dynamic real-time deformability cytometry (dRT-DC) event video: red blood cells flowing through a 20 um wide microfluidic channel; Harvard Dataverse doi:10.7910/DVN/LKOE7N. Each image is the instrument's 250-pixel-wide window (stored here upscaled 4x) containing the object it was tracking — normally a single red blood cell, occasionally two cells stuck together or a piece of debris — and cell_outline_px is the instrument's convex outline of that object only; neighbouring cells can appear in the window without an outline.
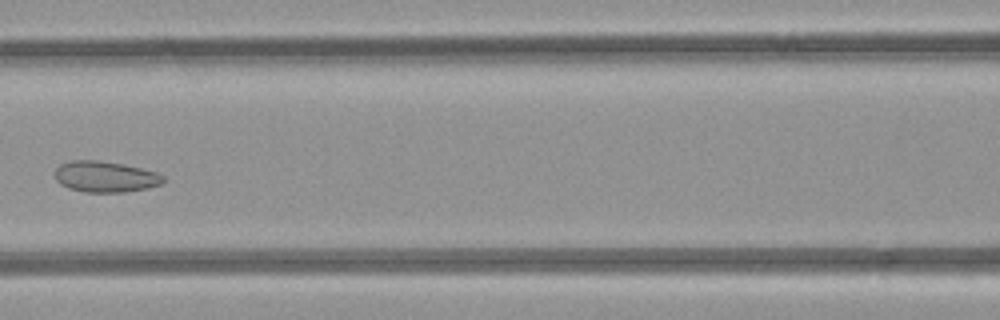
{"species": "common noctule bat (a hibernating species)", "species_latin": "Nyctalus noctula", "temperature_condition": "room temperature", "stored_images_in_passage": 7, "camera_frame_rate_fps": 3000, "um_per_image_px": 0.085, "animal": {"sex": "female", "body_mass_g": 21.9}, "frame": {"image": 1, "passage_image": 6, "time_ms": 5.667, "image_size_px": [1000, 320], "cell_outline_px": [[168, 180], [160, 184], [148, 188], [124, 192], [84, 192], [68, 188], [60, 184], [56, 180], [56, 168], [60, 164], [72, 160], [96, 160], [120, 164], [140, 168], [156, 172], [164, 176]], "centroid_in_image_um": [8.96, 15.03], "position_along_channel_um": 157.6, "area_um2": 19.54}}
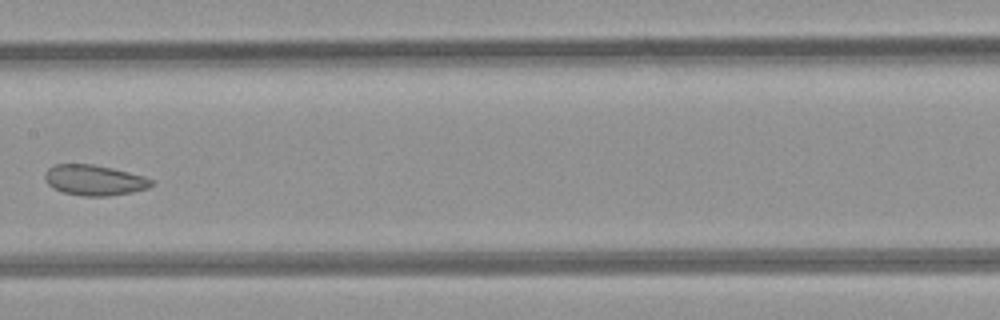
{"frame": {"image": 2, "passage_image": 7, "time_ms": 6.667, "image_size_px": [1000, 320], "cell_outline_px": [[152, 184], [148, 188], [132, 192], [108, 196], [84, 196], [64, 192], [52, 188], [44, 180], [44, 176], [48, 168], [56, 164], [92, 164], [112, 168], [144, 176], [152, 180]], "centroid_in_image_um": [7.99, 15.31], "position_along_channel_um": 199.4, "area_um2": 18.84}}